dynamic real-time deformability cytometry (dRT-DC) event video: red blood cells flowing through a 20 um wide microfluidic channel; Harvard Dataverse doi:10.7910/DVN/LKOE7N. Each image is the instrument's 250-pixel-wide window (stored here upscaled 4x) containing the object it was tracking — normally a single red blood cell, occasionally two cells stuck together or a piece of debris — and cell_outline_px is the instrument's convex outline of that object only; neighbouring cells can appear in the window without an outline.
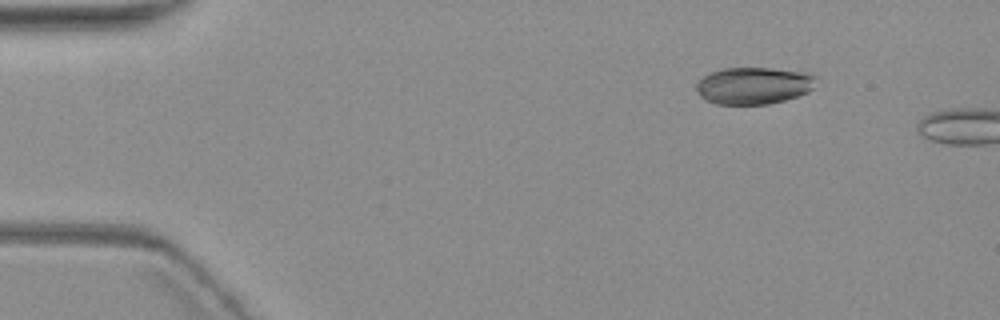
{"species": "common noctule bat (a hibernating species)", "species_latin": "Nyctalus noctula", "temperature_condition": "warm", "stored_images_in_passage": 2, "camera_frame_rate_fps": 3000, "um_per_image_px": 0.085, "animal": {"sex": "female", "body_mass_g": 19.3, "forearm_length_mm": 54.1}, "frame": {"image": 1, "passage_image": 1, "time_ms": 0.0, "image_size_px": [1000, 320], "cell_outline_px": [[816, 76], [812, 88], [808, 92], [784, 100], [768, 104], [716, 104], [704, 100], [700, 96], [696, 88], [696, 84], [704, 76], [712, 72], [724, 68], [768, 68], [800, 72]], "centroid_in_image_um": [64.01, 7.29], "position_along_channel_um": 21.0, "area_um2": 25.49}}